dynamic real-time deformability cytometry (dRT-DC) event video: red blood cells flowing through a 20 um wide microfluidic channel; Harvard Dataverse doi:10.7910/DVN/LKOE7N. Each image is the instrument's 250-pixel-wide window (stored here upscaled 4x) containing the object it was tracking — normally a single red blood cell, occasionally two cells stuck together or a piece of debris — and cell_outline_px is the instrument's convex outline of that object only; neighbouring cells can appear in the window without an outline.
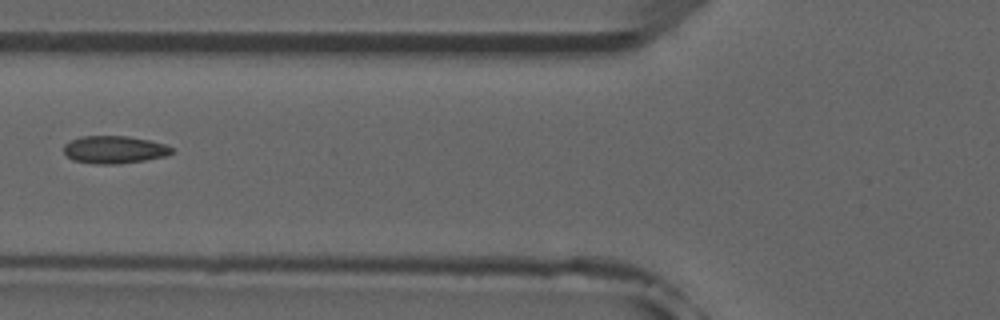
{"species": "common noctule bat (a hibernating species)", "species_latin": "Nyctalus noctula", "temperature_condition": "room temperature", "stored_images_in_passage": 5, "camera_frame_rate_fps": 3000, "um_per_image_px": 0.085, "animal": {"sex": "male", "forearm_length_mm": 52.5}, "frame": {"image": 1, "passage_image": 5, "time_ms": 5.333, "image_size_px": [1000, 320], "cell_outline_px": [[172, 152], [168, 156], [144, 160], [116, 164], [92, 164], [72, 160], [64, 152], [64, 144], [80, 136], [128, 136], [148, 140], [164, 144], [172, 148]], "centroid_in_image_um": [9.7, 12.72], "position_along_channel_um": 116.1, "area_um2": 17.34}}